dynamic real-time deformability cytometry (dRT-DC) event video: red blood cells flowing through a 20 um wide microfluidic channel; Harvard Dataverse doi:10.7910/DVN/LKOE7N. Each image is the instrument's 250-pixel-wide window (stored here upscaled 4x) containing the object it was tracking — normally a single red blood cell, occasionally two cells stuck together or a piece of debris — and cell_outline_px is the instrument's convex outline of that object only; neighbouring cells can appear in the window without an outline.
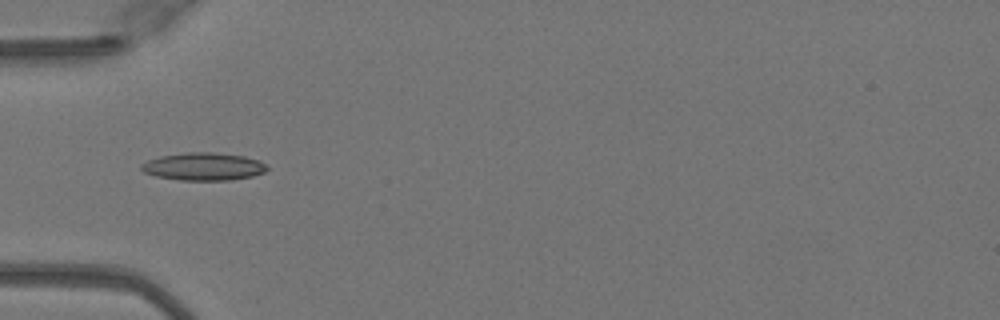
{"species": "Egyptian fruit bat (a non-hibernating species)", "species_latin": "Rousettus aegyptiacus", "temperature_condition": "warm", "stored_images_in_passage": 35, "camera_frame_rate_fps": 3000, "um_per_image_px": 0.085, "animal": {"sex": "female"}, "frame": {"image": 1, "passage_image": 2, "time_ms": 0.333, "image_size_px": [1000, 320], "cell_outline_px": [[268, 168], [264, 172], [252, 176], [232, 180], [180, 180], [156, 176], [144, 172], [140, 168], [140, 164], [148, 160], [160, 156], [188, 152], [212, 152], [244, 156], [256, 160], [264, 164]], "centroid_in_image_um": [17.26, 14.16], "position_along_channel_um": 67.7, "area_um2": 20.17}}
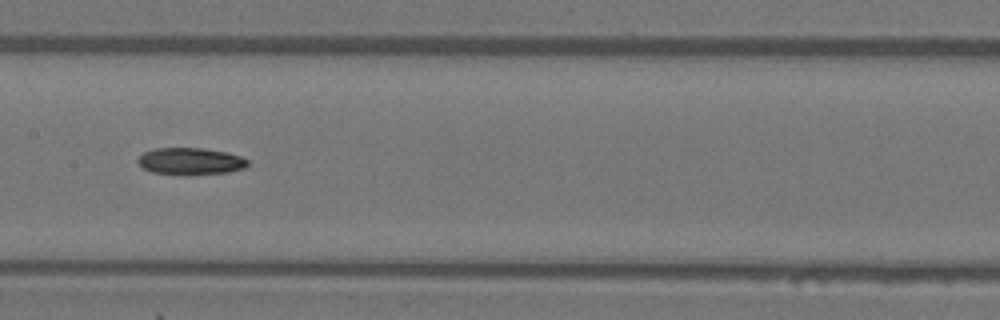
{"frame": {"image": 2, "passage_image": 11, "time_ms": 3.333, "image_size_px": [1000, 320], "cell_outline_px": [[248, 164], [244, 168], [228, 172], [188, 176], [152, 172], [144, 168], [136, 160], [144, 152], [156, 148], [204, 148], [224, 152], [240, 156], [248, 160]], "centroid_in_image_um": [16.19, 13.72], "position_along_channel_um": 191.2, "area_um2": 17.34}}
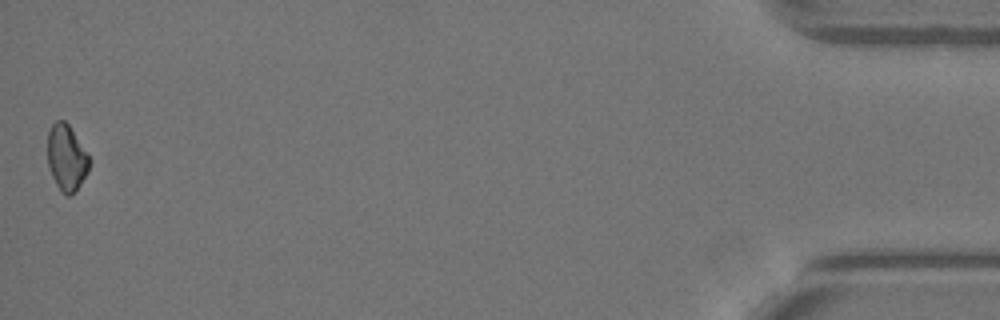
{"frame": {"image": 3, "passage_image": 35, "time_ms": 11.333, "image_size_px": [1000, 320], "cell_outline_px": [[92, 160], [88, 172], [80, 184], [68, 196], [56, 184], [52, 176], [48, 164], [48, 132], [52, 124], [56, 120], [64, 120], [68, 124], [88, 152]], "centroid_in_image_um": [5.68, 13.36], "position_along_channel_um": 429.5, "area_um2": 16.01}}